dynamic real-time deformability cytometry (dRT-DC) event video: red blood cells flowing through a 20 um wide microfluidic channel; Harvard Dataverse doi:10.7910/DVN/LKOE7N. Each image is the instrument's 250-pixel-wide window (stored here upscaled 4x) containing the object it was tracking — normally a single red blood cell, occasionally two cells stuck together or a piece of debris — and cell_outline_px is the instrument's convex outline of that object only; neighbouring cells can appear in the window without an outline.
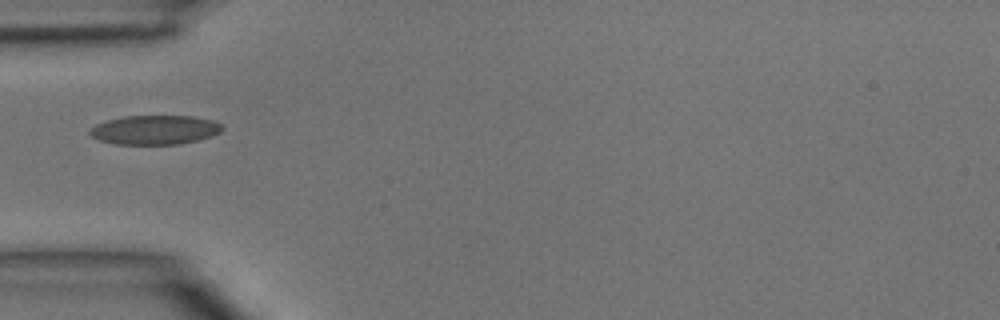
{"species": "common noctule bat (a hibernating species)", "species_latin": "Nyctalus noctula", "temperature_condition": "room temperature", "stored_images_in_passage": 6, "camera_frame_rate_fps": 3000, "um_per_image_px": 0.085, "animal": {"sex": "male", "body_mass_g": 15.6}, "frame": {"image": 1, "passage_image": 5, "time_ms": 4.667, "image_size_px": [1000, 320], "cell_outline_px": [[224, 128], [220, 132], [212, 136], [180, 144], [116, 144], [100, 140], [92, 136], [88, 132], [88, 128], [96, 124], [108, 120], [124, 116], [192, 116], [212, 120], [224, 124]], "centroid_in_image_um": [13.17, 11.03], "position_along_channel_um": 71.8, "area_um2": 22.6}}
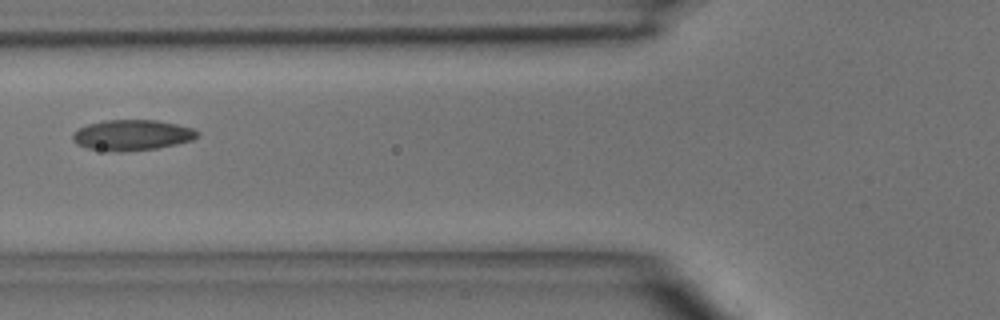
{"frame": {"image": 2, "passage_image": 6, "time_ms": 5.667, "image_size_px": [1000, 320], "cell_outline_px": [[200, 136], [192, 140], [176, 144], [156, 148], [124, 152], [108, 152], [88, 148], [76, 144], [72, 140], [72, 132], [88, 124], [104, 120], [156, 120], [176, 124], [192, 128], [200, 132]], "centroid_in_image_um": [11.21, 11.49], "position_along_channel_um": 114.6, "area_um2": 22.48}}